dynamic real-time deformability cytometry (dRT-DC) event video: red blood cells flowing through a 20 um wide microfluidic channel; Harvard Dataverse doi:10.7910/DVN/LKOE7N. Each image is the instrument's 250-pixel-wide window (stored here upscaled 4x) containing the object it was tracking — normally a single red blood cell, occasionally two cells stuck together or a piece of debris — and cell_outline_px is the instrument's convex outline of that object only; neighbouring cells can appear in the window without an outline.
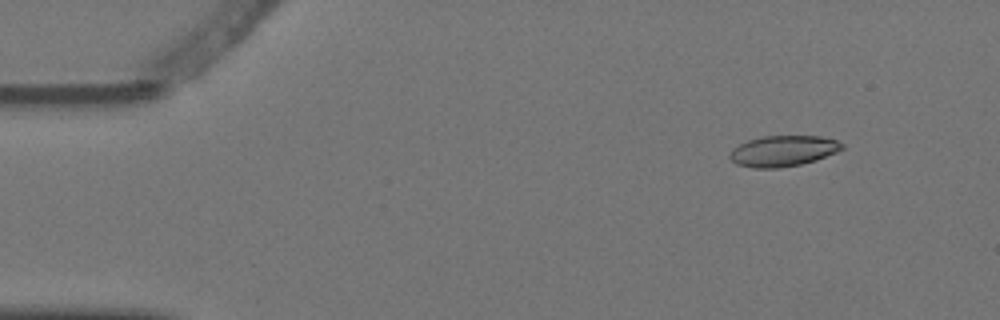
{"species": "Egyptian fruit bat (a non-hibernating species)", "species_latin": "Rousettus aegyptiacus", "temperature_condition": "warm", "stored_images_in_passage": 4, "camera_frame_rate_fps": 3000, "um_per_image_px": 0.085, "animal": {"sex": "female"}, "frame": {"image": 1, "passage_image": 1, "time_ms": 0.0, "image_size_px": [1000, 320], "cell_outline_px": [[844, 148], [836, 152], [816, 160], [800, 164], [776, 168], [756, 168], [736, 164], [728, 156], [732, 148], [748, 140], [760, 136], [820, 136], [836, 140], [844, 144]], "centroid_in_image_um": [66.55, 12.82], "position_along_channel_um": 18.4, "area_um2": 20.11}}
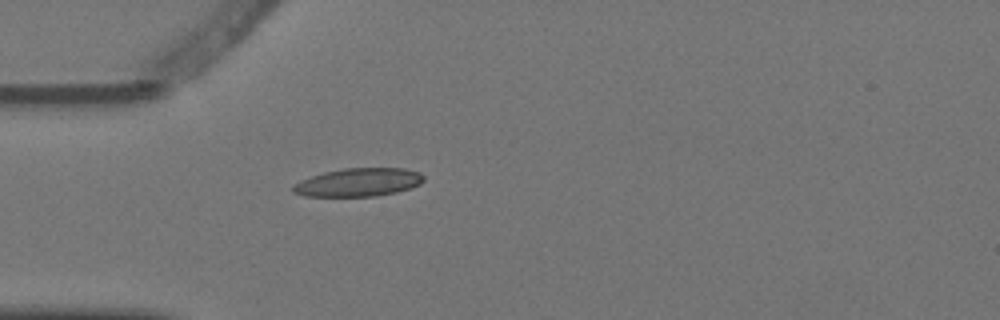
{"frame": {"image": 2, "passage_image": 4, "time_ms": 1.0, "image_size_px": [1000, 320], "cell_outline_px": [[424, 180], [420, 184], [396, 192], [376, 196], [304, 196], [292, 192], [292, 184], [300, 180], [324, 172], [344, 168], [404, 168], [420, 172], [424, 176]], "centroid_in_image_um": [30.45, 15.49], "position_along_channel_um": 54.6, "area_um2": 21.56}}